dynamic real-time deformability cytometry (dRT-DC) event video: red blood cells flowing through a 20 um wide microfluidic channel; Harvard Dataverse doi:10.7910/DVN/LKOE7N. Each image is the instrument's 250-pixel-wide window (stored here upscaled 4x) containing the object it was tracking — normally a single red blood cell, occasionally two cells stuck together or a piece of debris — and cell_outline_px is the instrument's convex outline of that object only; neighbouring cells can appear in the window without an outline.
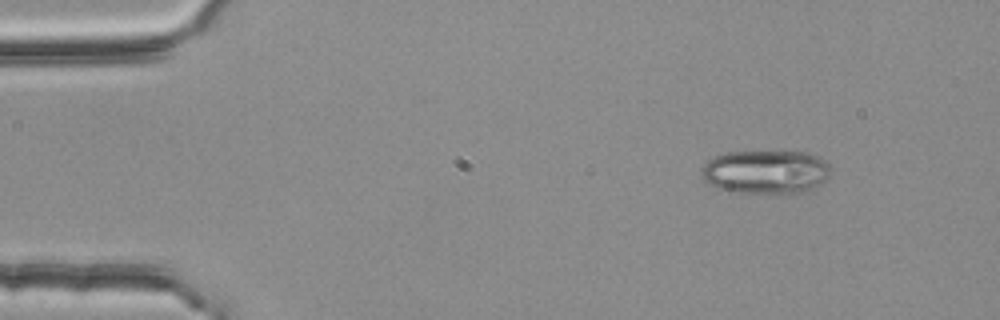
{"species": "common noctule bat (a hibernating species)", "species_latin": "Nyctalus noctula", "temperature_condition": "room temperature", "stored_images_in_passage": 54, "camera_frame_rate_fps": 3000, "um_per_image_px": 0.085, "animal": {"sex": "female", "body_mass_g": 25.1}, "frame": {"image": 1, "passage_image": 7, "time_ms": 2.0, "image_size_px": [1000, 320], "cell_outline_px": [[828, 176], [820, 184], [804, 192], [732, 192], [716, 188], [708, 184], [700, 176], [700, 168], [708, 160], [716, 156], [728, 152], [812, 152], [820, 156], [828, 164]], "centroid_in_image_um": [65.04, 14.6], "position_along_channel_um": 20.0, "area_um2": 32.77}}
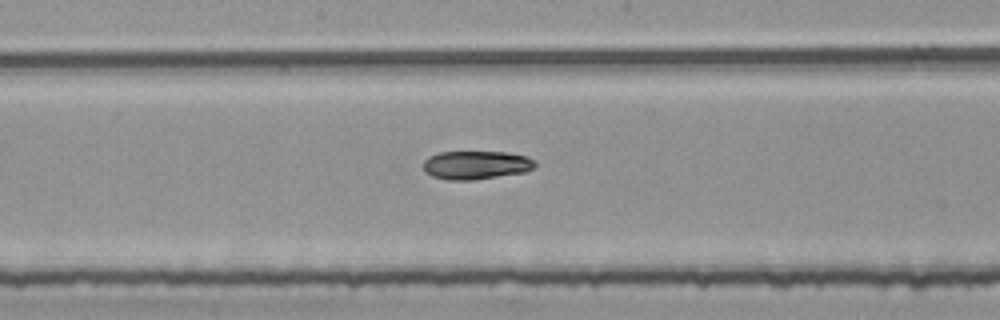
{"frame": {"image": 2, "passage_image": 29, "time_ms": 9.333, "image_size_px": [1000, 320], "cell_outline_px": [[536, 168], [524, 172], [472, 180], [448, 180], [432, 176], [424, 172], [424, 160], [428, 156], [440, 152], [504, 152], [528, 156], [536, 160]], "centroid_in_image_um": [40.48, 14.02], "position_along_channel_um": 207.7, "area_um2": 18.67}}
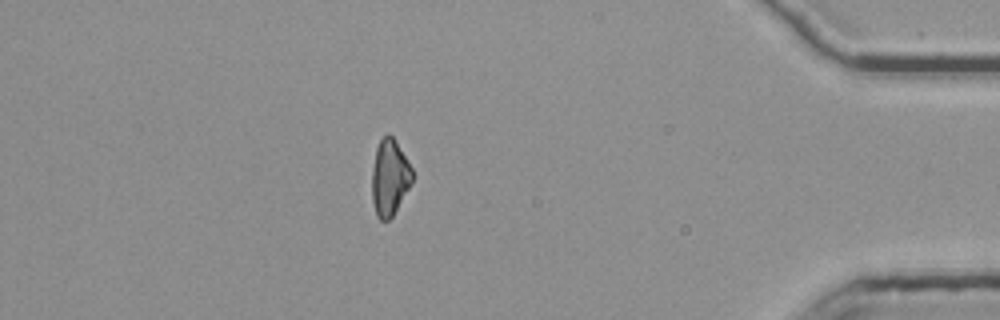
{"frame": {"image": 3, "passage_image": 48, "time_ms": 15.667, "image_size_px": [1000, 320], "cell_outline_px": [[412, 180], [408, 188], [392, 216], [388, 220], [380, 220], [376, 216], [372, 200], [372, 168], [376, 148], [380, 140], [388, 132], [392, 136], [412, 168]], "centroid_in_image_um": [33.09, 15.09], "position_along_channel_um": 402.1, "area_um2": 17.57}}